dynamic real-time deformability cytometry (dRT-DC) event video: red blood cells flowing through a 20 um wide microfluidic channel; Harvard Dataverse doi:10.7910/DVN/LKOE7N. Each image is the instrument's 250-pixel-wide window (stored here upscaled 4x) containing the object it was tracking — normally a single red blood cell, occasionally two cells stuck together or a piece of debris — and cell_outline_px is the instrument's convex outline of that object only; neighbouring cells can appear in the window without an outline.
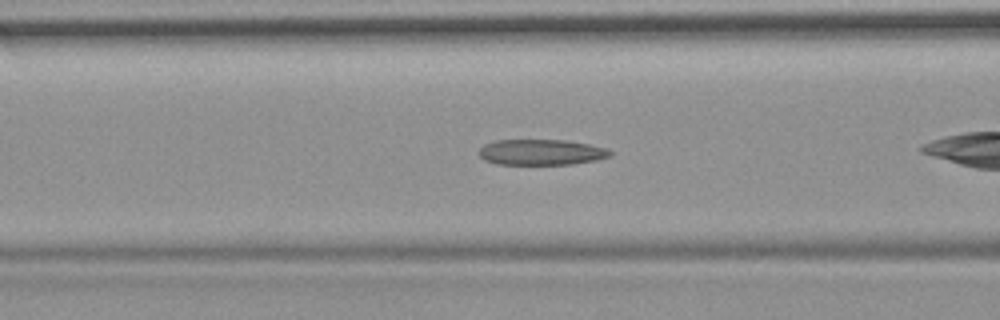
{"species": "common noctule bat (a hibernating species)", "species_latin": "Nyctalus noctula", "temperature_condition": "room temperature", "stored_images_in_passage": 38, "camera_frame_rate_fps": 3000, "um_per_image_px": 0.085, "animal": {"sex": "female", "body_mass_g": 19.9}, "frame": {"image": 1, "passage_image": 17, "time_ms": 5.333, "image_size_px": [1000, 320], "cell_outline_px": [[612, 156], [596, 160], [572, 164], [496, 164], [484, 160], [476, 152], [484, 144], [496, 140], [564, 140], [588, 144], [608, 148], [612, 152]], "centroid_in_image_um": [45.99, 12.94], "position_along_channel_um": 120.6, "area_um2": 19.77}}
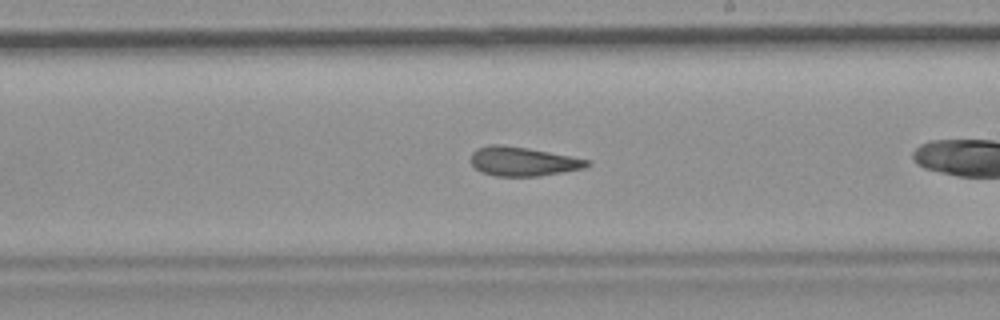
{"frame": {"image": 2, "passage_image": 27, "time_ms": 8.667, "image_size_px": [1000, 320], "cell_outline_px": [[592, 164], [584, 168], [540, 176], [496, 176], [480, 172], [472, 164], [472, 152], [476, 148], [492, 144], [504, 144], [528, 148], [592, 160]], "centroid_in_image_um": [44.46, 13.71], "position_along_channel_um": 244.5, "area_um2": 19.83}}